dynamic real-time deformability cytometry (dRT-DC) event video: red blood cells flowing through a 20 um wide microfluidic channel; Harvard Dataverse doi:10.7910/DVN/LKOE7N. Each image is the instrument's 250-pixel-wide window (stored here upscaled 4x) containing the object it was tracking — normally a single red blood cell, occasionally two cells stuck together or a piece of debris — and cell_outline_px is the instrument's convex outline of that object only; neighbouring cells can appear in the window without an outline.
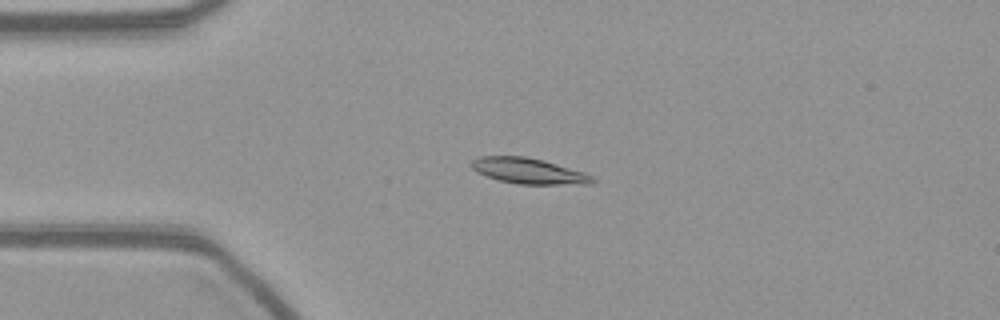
{"species": "common noctule bat (a hibernating species)", "species_latin": "Nyctalus noctula", "temperature_condition": "warm", "stored_images_in_passage": 54, "camera_frame_rate_fps": 3000, "um_per_image_px": 0.085, "animal": {"sex": "female", "body_mass_g": 21.9}, "frame": {"image": 1, "passage_image": 12, "time_ms": 3.667, "image_size_px": [1000, 320], "cell_outline_px": [[596, 180], [592, 184], [516, 184], [500, 180], [476, 172], [468, 164], [472, 160], [480, 156], [524, 156], [544, 160], [584, 172], [592, 176]], "centroid_in_image_um": [44.92, 14.52], "position_along_channel_um": 40.1, "area_um2": 18.15}}
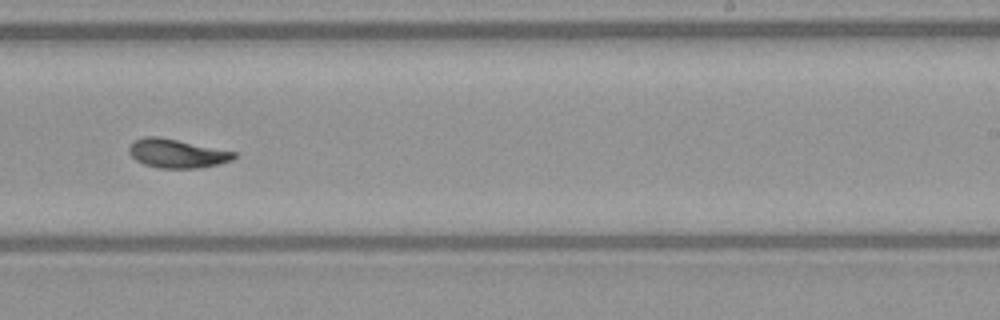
{"frame": {"image": 2, "passage_image": 33, "time_ms": 10.667, "image_size_px": [1000, 320], "cell_outline_px": [[236, 156], [232, 160], [200, 168], [160, 168], [144, 164], [136, 160], [128, 152], [128, 148], [136, 140], [144, 136], [160, 136], [236, 152]], "centroid_in_image_um": [15.03, 13.04], "position_along_channel_um": 274.0, "area_um2": 17.51}}
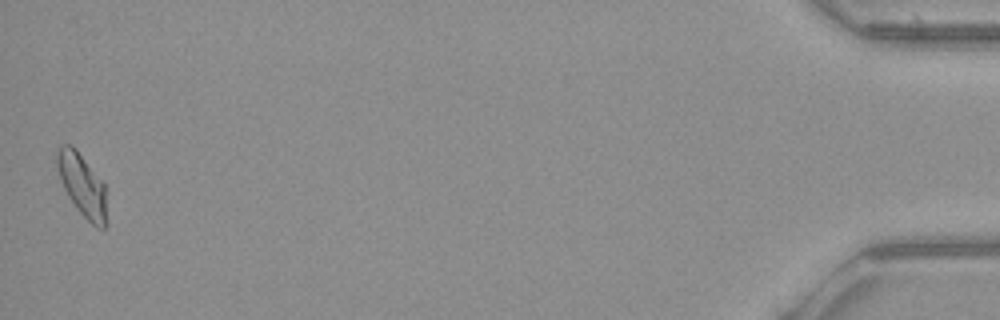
{"frame": {"image": 3, "passage_image": 54, "time_ms": 17.667, "image_size_px": [1000, 320], "cell_outline_px": [[108, 224], [104, 228], [96, 228], [76, 208], [68, 196], [60, 180], [56, 168], [56, 148], [60, 144], [72, 144], [76, 148], [104, 184]], "centroid_in_image_um": [6.97, 15.72], "position_along_channel_um": 428.2, "area_um2": 18.38}}